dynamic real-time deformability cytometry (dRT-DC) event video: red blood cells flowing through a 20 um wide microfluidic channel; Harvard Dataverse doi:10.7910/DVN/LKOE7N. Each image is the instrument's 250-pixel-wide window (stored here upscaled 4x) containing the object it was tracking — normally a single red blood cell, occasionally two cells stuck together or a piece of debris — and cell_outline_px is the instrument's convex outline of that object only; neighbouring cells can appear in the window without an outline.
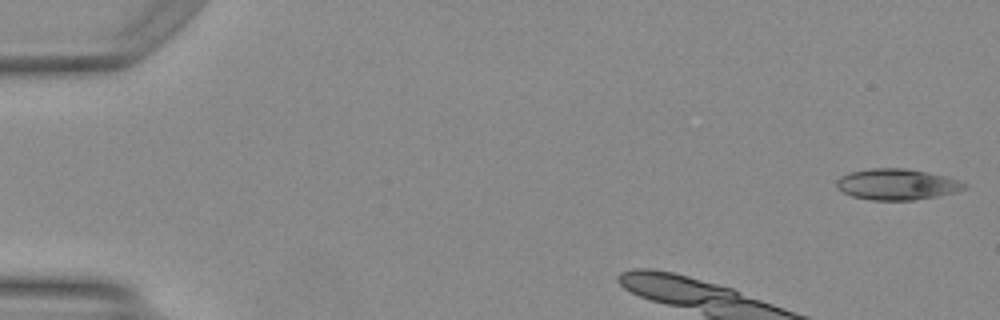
{"species": "Egyptian fruit bat (a non-hibernating species)", "species_latin": "Rousettus aegyptiacus", "temperature_condition": "warm", "stored_images_in_passage": 9, "camera_frame_rate_fps": 3000, "um_per_image_px": 0.085, "animal": {"sex": "female"}, "frame": {"image": 1, "passage_image": 1, "time_ms": 0.0, "image_size_px": [1000, 320], "cell_outline_px": [[968, 184], [964, 188], [956, 192], [936, 196], [912, 200], [872, 200], [852, 196], [844, 192], [836, 184], [836, 180], [840, 176], [852, 172], [872, 168], [904, 168], [928, 172], [960, 180]], "centroid_in_image_um": [76.26, 15.66], "position_along_channel_um": 8.7, "area_um2": 22.89}}